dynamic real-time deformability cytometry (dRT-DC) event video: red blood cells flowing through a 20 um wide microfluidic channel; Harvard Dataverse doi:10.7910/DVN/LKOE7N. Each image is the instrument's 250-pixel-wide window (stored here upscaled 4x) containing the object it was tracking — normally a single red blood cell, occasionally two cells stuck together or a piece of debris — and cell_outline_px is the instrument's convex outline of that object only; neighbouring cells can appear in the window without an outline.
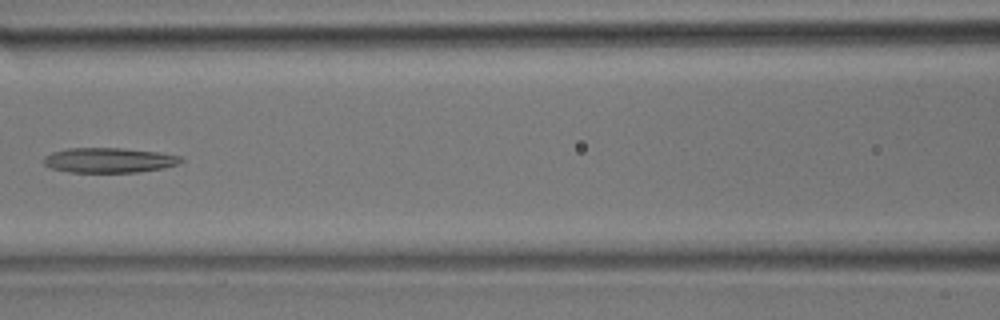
{"species": "common noctule bat (a hibernating species)", "species_latin": "Nyctalus noctula", "temperature_condition": "room temperature", "stored_images_in_passage": 36, "camera_frame_rate_fps": 3000, "um_per_image_px": 0.085, "animal": {"sex": "male", "body_mass_g": 17.9}, "frame": {"image": 1, "passage_image": 16, "time_ms": 5.0, "image_size_px": [1000, 320], "cell_outline_px": [[184, 160], [176, 164], [164, 168], [136, 172], [68, 172], [52, 168], [44, 164], [44, 156], [52, 152], [68, 148], [124, 148], [160, 152], [180, 156]], "centroid_in_image_um": [9.27, 13.61], "position_along_channel_um": 157.3, "area_um2": 19.94}}
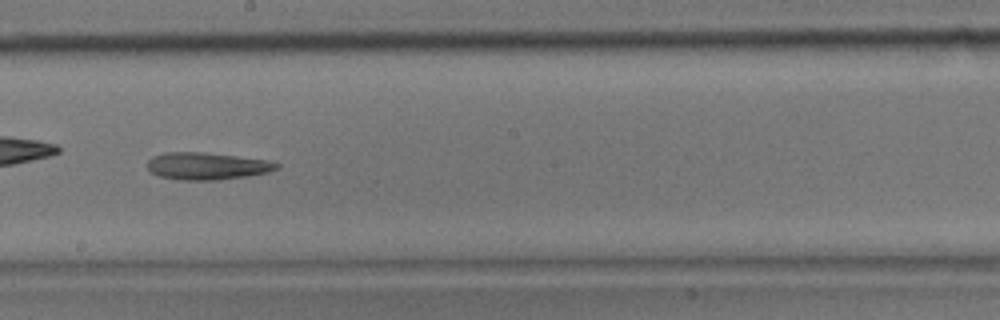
{"frame": {"image": 2, "passage_image": 20, "time_ms": 6.333, "image_size_px": [1000, 320], "cell_outline_px": [[280, 168], [268, 172], [244, 176], [216, 180], [180, 180], [160, 176], [152, 172], [148, 168], [148, 160], [152, 156], [164, 152], [204, 152], [268, 160], [280, 164]], "centroid_in_image_um": [17.59, 14.1], "position_along_channel_um": 230.6, "area_um2": 20.4}}
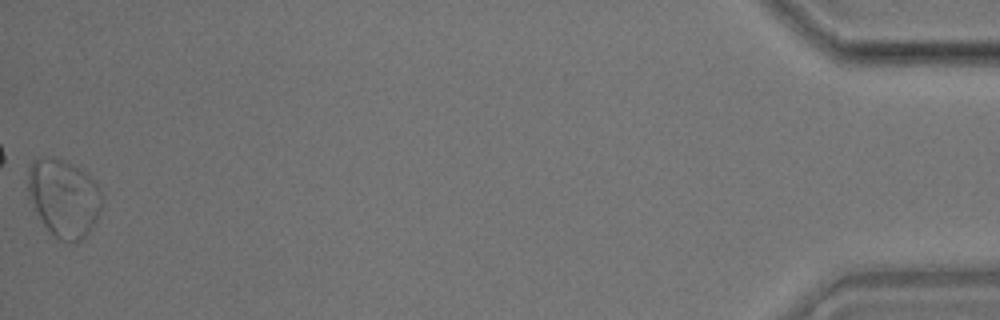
{"frame": {"image": 3, "passage_image": 36, "time_ms": 11.667, "image_size_px": [1000, 320], "cell_outline_px": [[100, 208], [96, 220], [88, 236], [76, 244], [60, 240], [44, 224], [32, 200], [28, 188], [28, 168], [32, 160], [48, 156], [52, 156], [80, 168], [100, 188]], "centroid_in_image_um": [5.43, 16.83], "position_along_channel_um": 429.8, "area_um2": 32.95}}